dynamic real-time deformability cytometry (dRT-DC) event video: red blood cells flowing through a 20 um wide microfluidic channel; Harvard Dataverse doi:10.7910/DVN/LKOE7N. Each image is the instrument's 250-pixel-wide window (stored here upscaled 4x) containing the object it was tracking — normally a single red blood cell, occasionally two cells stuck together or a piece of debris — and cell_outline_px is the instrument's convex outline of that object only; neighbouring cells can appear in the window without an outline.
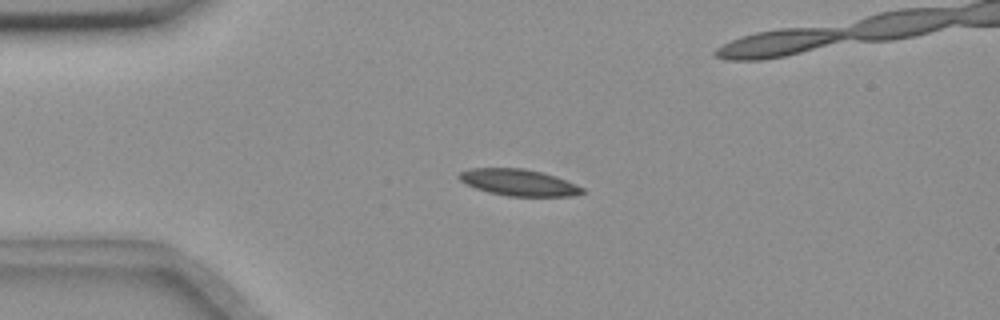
{"species": "common noctule bat (a hibernating species)", "species_latin": "Nyctalus noctula", "temperature_condition": "room temperature", "stored_images_in_passage": 7, "camera_frame_rate_fps": 3000, "um_per_image_px": 0.085, "animal": {"sex": "female", "body_mass_g": 18.4}, "frame": {"image": 1, "passage_image": 4, "time_ms": 4.333, "image_size_px": [1000, 320], "cell_outline_px": [[588, 192], [572, 196], [508, 196], [488, 192], [476, 188], [460, 180], [456, 176], [460, 172], [472, 168], [524, 168], [544, 172], [556, 176], [576, 184], [584, 188]], "centroid_in_image_um": [44.13, 15.51], "position_along_channel_um": 40.9, "area_um2": 19.19}}